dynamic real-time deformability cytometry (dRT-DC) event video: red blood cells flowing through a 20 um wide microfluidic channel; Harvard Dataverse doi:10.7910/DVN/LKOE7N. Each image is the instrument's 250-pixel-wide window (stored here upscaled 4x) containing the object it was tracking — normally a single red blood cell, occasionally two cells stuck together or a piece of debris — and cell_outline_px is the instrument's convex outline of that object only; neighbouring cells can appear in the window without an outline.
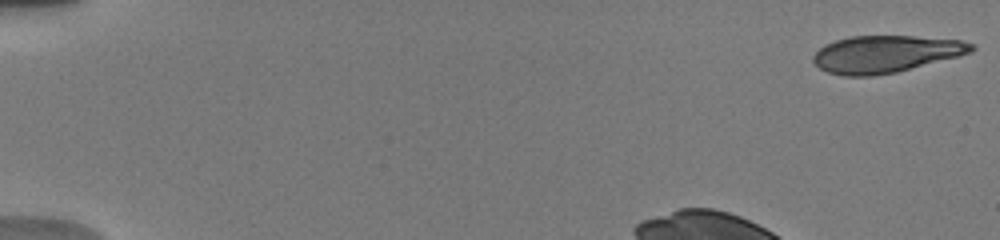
{"species": "human", "species_latin": "Homo sapiens", "temperature_condition": "warm", "stored_images_in_passage": 12, "camera_frame_rate_fps": 3000, "um_per_image_px": 0.085, "donor": {"sex": "male"}, "frame": {"image": 1, "passage_image": 1, "time_ms": 0.0, "image_size_px": [1000, 240], "cell_outline_px": [[976, 48], [972, 52], [960, 56], [896, 72], [872, 76], [844, 76], [828, 72], [820, 68], [812, 60], [812, 56], [824, 44], [836, 40], [852, 36], [912, 36], [960, 40], [976, 44]], "centroid_in_image_um": [75.3, 4.59], "position_along_channel_um": 9.7, "area_um2": 34.22}}